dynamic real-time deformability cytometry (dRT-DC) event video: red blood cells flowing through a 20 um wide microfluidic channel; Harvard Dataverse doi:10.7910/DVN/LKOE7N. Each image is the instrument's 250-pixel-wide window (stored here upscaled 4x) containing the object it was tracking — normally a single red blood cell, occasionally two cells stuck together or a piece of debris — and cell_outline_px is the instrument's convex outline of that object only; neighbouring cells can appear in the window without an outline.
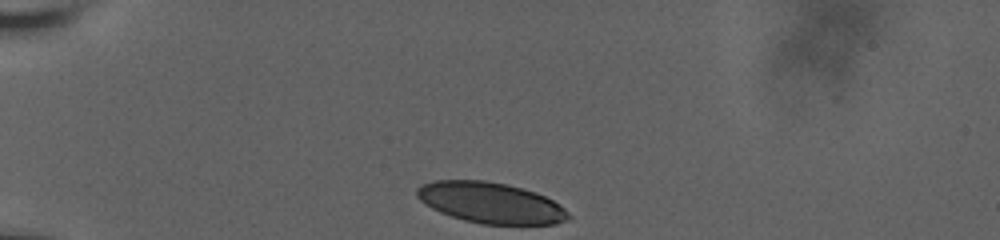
{"species": "human", "species_latin": "Homo sapiens", "temperature_condition": "room temperature", "stored_images_in_passage": 35, "camera_frame_rate_fps": 3000, "um_per_image_px": 0.085, "donor": {"sex": "male"}, "frame": {"image": 1, "passage_image": 1, "time_ms": 0.0, "image_size_px": [1000, 240], "cell_outline_px": [[572, 216], [564, 220], [552, 224], [484, 224], [464, 220], [440, 212], [432, 208], [420, 200], [416, 196], [416, 188], [432, 180], [484, 180], [504, 184], [536, 192], [552, 200], [564, 208]], "centroid_in_image_um": [41.68, 17.23], "position_along_channel_um": 43.3, "area_um2": 35.72}}
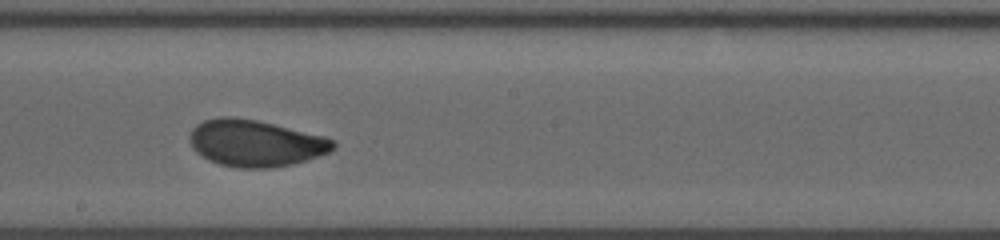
{"frame": {"image": 2, "passage_image": 20, "time_ms": 6.333, "image_size_px": [1000, 240], "cell_outline_px": [[336, 148], [328, 152], [308, 160], [292, 164], [268, 168], [236, 168], [220, 164], [208, 160], [196, 152], [192, 148], [188, 136], [192, 128], [196, 124], [204, 120], [220, 116], [236, 116], [256, 120], [324, 136], [336, 140]], "centroid_in_image_um": [21.69, 12.16], "position_along_channel_um": 226.5, "area_um2": 39.3}}
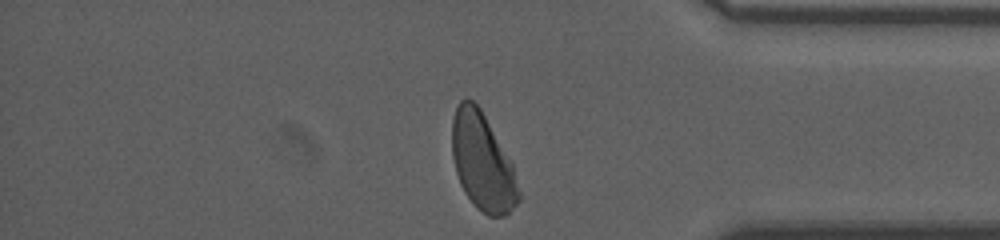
{"frame": {"image": 3, "passage_image": 35, "time_ms": 11.333, "image_size_px": [1000, 240], "cell_outline_px": [[520, 200], [504, 216], [488, 216], [476, 208], [464, 192], [460, 184], [456, 172], [452, 156], [452, 120], [456, 108], [460, 100], [472, 100], [480, 108], [512, 164], [520, 192]], "centroid_in_image_um": [41.0, 13.8], "position_along_channel_um": 394.2, "area_um2": 37.34}, "authors_computed_cell_mechanics": {"area_um2": 38.7838, "velocity_mm_per_s": 3.6354, "shape_relaxation_time_tau1_ms": 3.4022, "shape_relaxation_time_tau2_ms": 0.8679, "deformation_change_tau1": 0.1245, "deformation_change_tau2": 0.043}}